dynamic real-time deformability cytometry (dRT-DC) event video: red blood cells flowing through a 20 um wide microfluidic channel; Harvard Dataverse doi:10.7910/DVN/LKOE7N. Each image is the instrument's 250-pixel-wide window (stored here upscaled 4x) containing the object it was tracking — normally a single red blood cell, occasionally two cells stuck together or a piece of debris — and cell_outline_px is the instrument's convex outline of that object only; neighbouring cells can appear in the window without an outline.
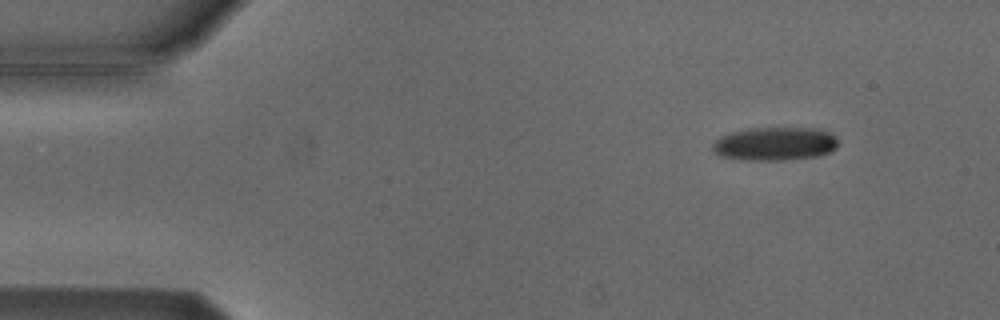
{"species": "Egyptian fruit bat (a non-hibernating species)", "species_latin": "Rousettus aegyptiacus", "temperature_condition": "cold", "stored_images_in_passage": 5, "camera_frame_rate_fps": 3000, "um_per_image_px": 0.085, "animal": {"sex": "male"}, "frame": {"image": 1, "passage_image": 1, "time_ms": 0.0, "image_size_px": [1000, 320], "cell_outline_px": [[840, 144], [836, 148], [820, 156], [788, 160], [744, 160], [720, 156], [712, 152], [712, 144], [720, 136], [732, 132], [748, 128], [820, 128], [836, 136], [840, 140]], "centroid_in_image_um": [65.9, 12.22], "position_along_channel_um": 19.1, "area_um2": 24.91}}